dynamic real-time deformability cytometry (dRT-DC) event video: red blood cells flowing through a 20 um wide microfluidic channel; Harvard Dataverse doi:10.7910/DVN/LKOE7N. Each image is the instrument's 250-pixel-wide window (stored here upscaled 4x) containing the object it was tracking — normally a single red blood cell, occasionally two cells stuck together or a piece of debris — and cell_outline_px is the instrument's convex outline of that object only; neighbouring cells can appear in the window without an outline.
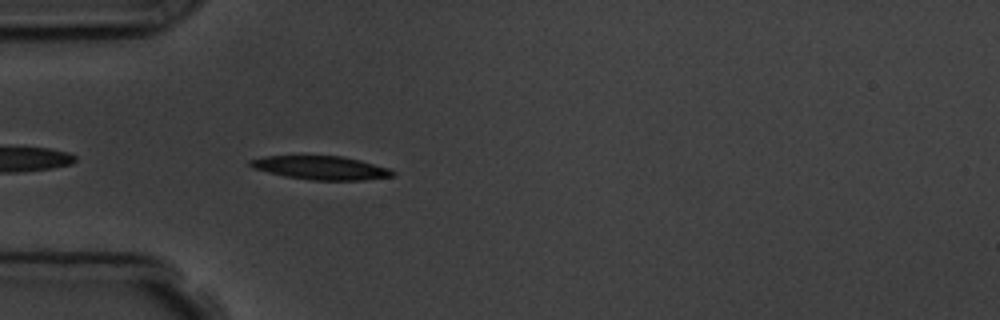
{"species": "common noctule bat (a hibernating species)", "species_latin": "Nyctalus noctula", "temperature_condition": "room temperature", "stored_images_in_passage": 4, "camera_frame_rate_fps": 3000, "um_per_image_px": 0.085, "animal": {"sex": "male", "body_mass_g": 19.5, "forearm_length_mm": 54.6}, "frame": {"image": 1, "passage_image": 4, "time_ms": 3.667, "image_size_px": [1000, 320], "cell_outline_px": [[396, 176], [364, 180], [308, 180], [284, 176], [252, 168], [248, 164], [248, 160], [264, 156], [344, 156], [360, 160], [388, 168], [396, 172]], "centroid_in_image_um": [27.28, 14.27], "position_along_channel_um": 57.7, "area_um2": 19.71}}